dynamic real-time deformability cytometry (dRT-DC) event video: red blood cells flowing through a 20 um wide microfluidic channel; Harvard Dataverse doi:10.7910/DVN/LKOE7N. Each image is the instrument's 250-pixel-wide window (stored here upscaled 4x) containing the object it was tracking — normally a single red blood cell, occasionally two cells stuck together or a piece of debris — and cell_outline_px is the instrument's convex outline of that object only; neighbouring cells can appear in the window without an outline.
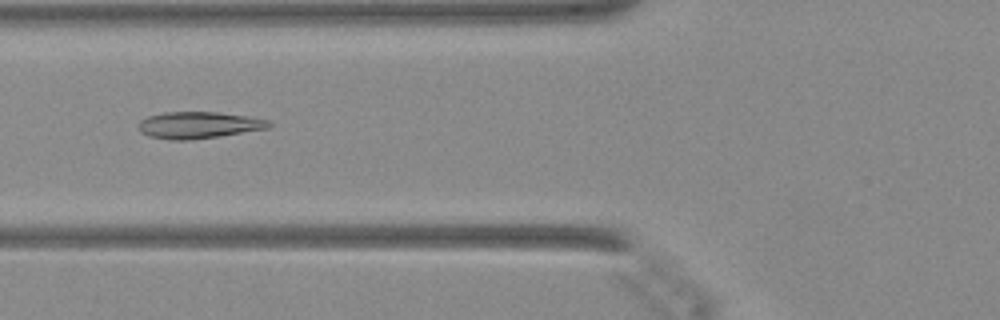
{"species": "Egyptian fruit bat (a non-hibernating species)", "species_latin": "Rousettus aegyptiacus", "temperature_condition": "warm", "stored_images_in_passage": 47, "camera_frame_rate_fps": 3000, "um_per_image_px": 0.085, "animal": {"sex": "female"}, "frame": {"image": 1, "passage_image": 18, "time_ms": 5.667, "image_size_px": [1000, 320], "cell_outline_px": [[272, 124], [268, 128], [216, 136], [188, 140], [172, 140], [148, 136], [140, 132], [140, 120], [148, 116], [164, 112], [216, 112], [248, 116], [268, 120]], "centroid_in_image_um": [16.86, 10.62], "position_along_channel_um": 108.9, "area_um2": 20.0}}
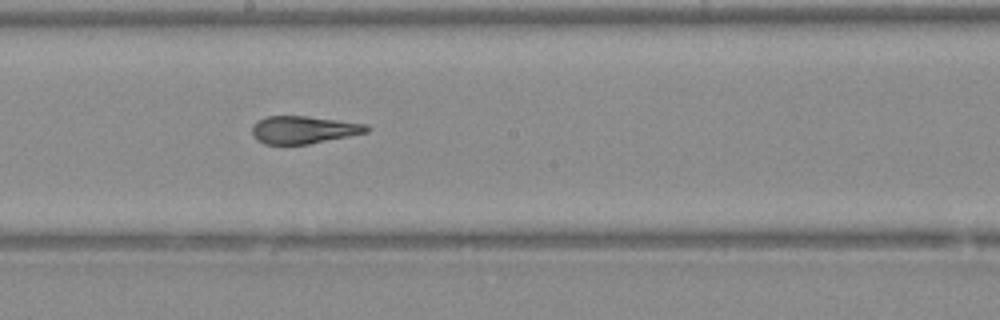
{"frame": {"image": 2, "passage_image": 26, "time_ms": 8.333, "image_size_px": [1000, 320], "cell_outline_px": [[372, 128], [368, 132], [308, 144], [264, 144], [256, 140], [252, 136], [252, 128], [260, 120], [268, 116], [308, 116], [368, 124]], "centroid_in_image_um": [25.83, 11.03], "position_along_channel_um": 222.4, "area_um2": 18.38}}
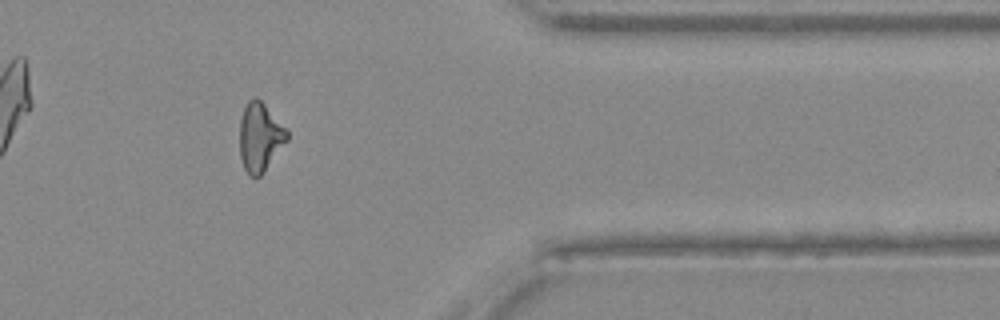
{"frame": {"image": 3, "passage_image": 39, "time_ms": 12.667, "image_size_px": [1000, 320], "cell_outline_px": [[288, 140], [264, 172], [256, 180], [244, 168], [240, 156], [240, 120], [244, 108], [248, 100], [252, 96], [256, 96], [288, 128]], "centroid_in_image_um": [22.12, 11.64], "position_along_channel_um": 389.3, "area_um2": 19.19}}